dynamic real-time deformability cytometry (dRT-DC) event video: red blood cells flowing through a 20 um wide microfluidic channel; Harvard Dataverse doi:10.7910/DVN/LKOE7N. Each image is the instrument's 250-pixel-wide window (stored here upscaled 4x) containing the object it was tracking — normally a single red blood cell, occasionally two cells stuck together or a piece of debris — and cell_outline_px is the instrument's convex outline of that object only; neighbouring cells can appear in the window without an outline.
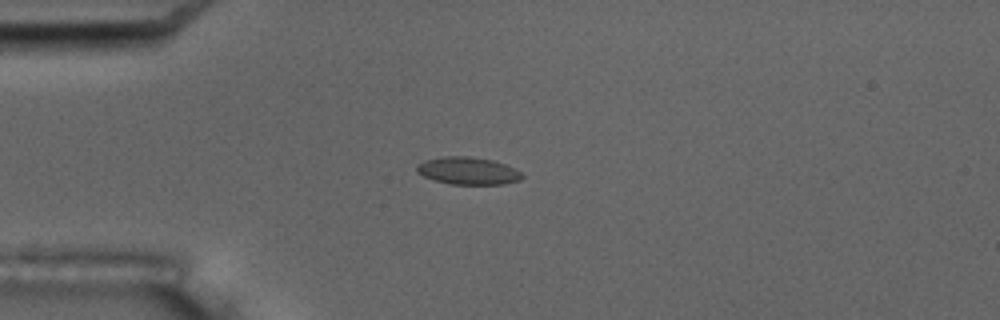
{"species": "common noctule bat (a hibernating species)", "species_latin": "Nyctalus noctula", "temperature_condition": "room temperature", "stored_images_in_passage": 6, "camera_frame_rate_fps": 3000, "um_per_image_px": 0.085, "animal": {"sex": "male", "body_mass_g": 17.5, "forearm_length_mm": 52.3}, "frame": {"image": 1, "passage_image": 5, "time_ms": 4.333, "image_size_px": [1000, 320], "cell_outline_px": [[524, 176], [520, 180], [504, 184], [448, 184], [424, 176], [416, 172], [416, 164], [424, 160], [440, 156], [468, 156], [492, 160], [504, 164], [520, 172]], "centroid_in_image_um": [39.73, 14.51], "position_along_channel_um": 45.3, "area_um2": 16.82}}